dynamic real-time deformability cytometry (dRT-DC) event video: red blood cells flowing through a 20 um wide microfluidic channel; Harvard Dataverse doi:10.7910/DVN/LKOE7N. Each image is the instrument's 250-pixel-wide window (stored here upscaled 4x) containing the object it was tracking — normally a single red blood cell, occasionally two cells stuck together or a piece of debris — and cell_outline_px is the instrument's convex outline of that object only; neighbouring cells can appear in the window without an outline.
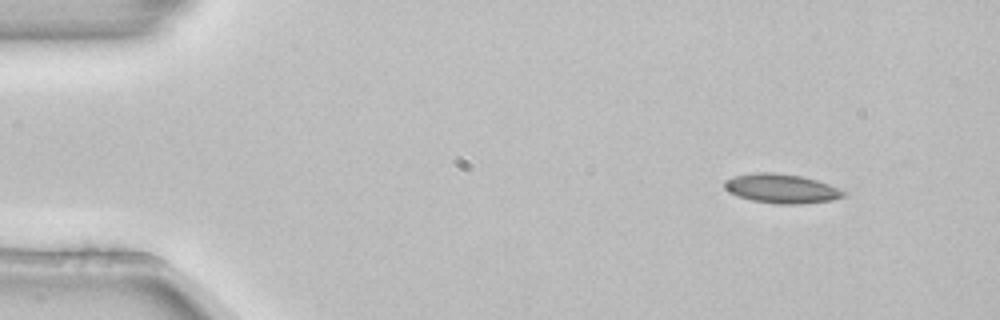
{"species": "common noctule bat (a hibernating species)", "species_latin": "Nyctalus noctula", "temperature_condition": "room temperature", "stored_images_in_passage": 7, "camera_frame_rate_fps": 3000, "um_per_image_px": 0.085, "animal": {"sex": "female", "body_mass_g": 22.7, "forearm_length_mm": 54.2}, "frame": {"image": 1, "passage_image": 1, "time_ms": 0.0, "image_size_px": [1000, 320], "cell_outline_px": [[848, 192], [844, 196], [832, 200], [800, 204], [780, 204], [752, 200], [728, 192], [724, 188], [724, 180], [732, 176], [756, 172], [776, 172], [800, 176], [816, 180], [828, 184]], "centroid_in_image_um": [66.41, 16.02], "position_along_channel_um": 18.6, "area_um2": 20.29}}
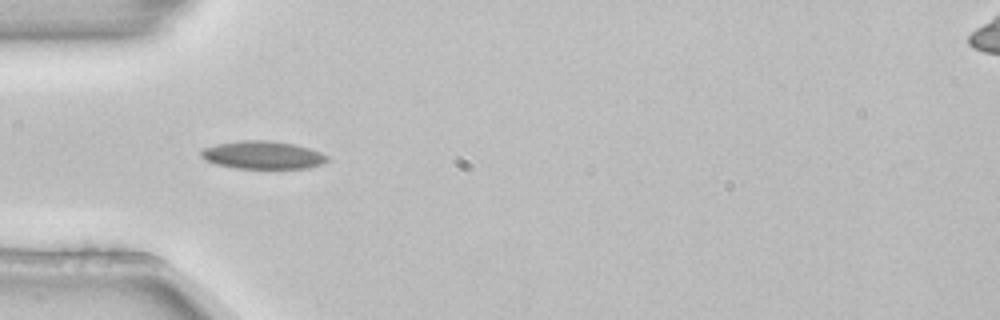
{"frame": {"image": 2, "passage_image": 4, "time_ms": 1.0, "image_size_px": [1000, 320], "cell_outline_px": [[328, 160], [320, 164], [308, 168], [236, 168], [216, 164], [200, 156], [200, 152], [204, 148], [216, 144], [240, 140], [268, 140], [296, 144], [320, 152], [328, 156]], "centroid_in_image_um": [22.33, 13.17], "position_along_channel_um": 62.7, "area_um2": 20.4}}